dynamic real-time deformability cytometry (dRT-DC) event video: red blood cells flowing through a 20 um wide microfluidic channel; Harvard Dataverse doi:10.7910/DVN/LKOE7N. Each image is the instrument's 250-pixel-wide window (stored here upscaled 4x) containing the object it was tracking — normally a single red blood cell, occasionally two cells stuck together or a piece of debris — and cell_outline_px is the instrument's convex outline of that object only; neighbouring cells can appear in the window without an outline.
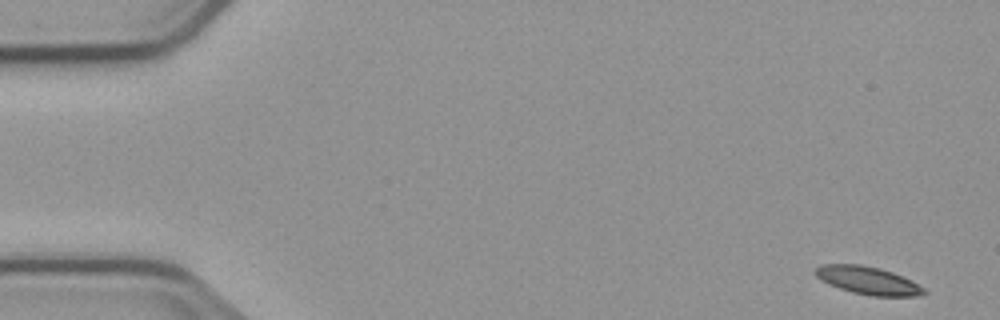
{"species": "common noctule bat (a hibernating species)", "species_latin": "Nyctalus noctula", "temperature_condition": "cold", "stored_images_in_passage": 6, "camera_frame_rate_fps": 3000, "um_per_image_px": 0.085, "animal": {"sex": "male", "body_mass_g": 23.1, "forearm_length_mm": 52.7}, "frame": {"image": 1, "passage_image": 1, "time_ms": 0.0, "image_size_px": [1000, 320], "cell_outline_px": [[928, 292], [916, 296], [872, 296], [852, 292], [828, 284], [820, 280], [812, 272], [820, 264], [860, 264], [880, 268], [892, 272], [912, 280], [924, 288]], "centroid_in_image_um": [73.75, 23.83], "position_along_channel_um": 11.3, "area_um2": 17.74}}
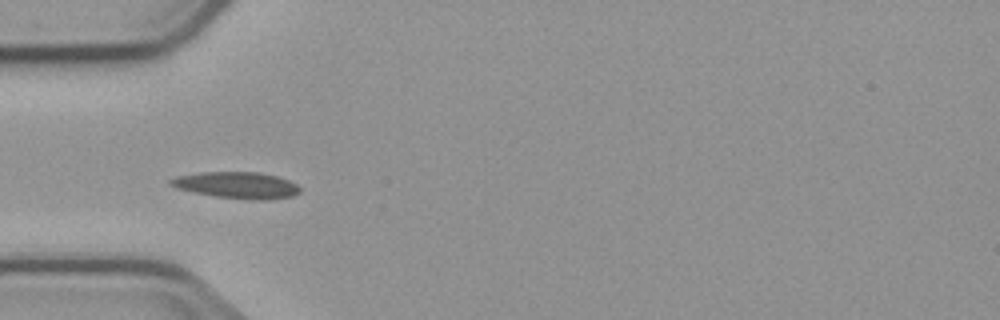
{"frame": {"image": 2, "passage_image": 5, "time_ms": 5.0, "image_size_px": [1000, 320], "cell_outline_px": [[300, 192], [292, 196], [268, 200], [252, 200], [216, 196], [192, 192], [176, 188], [168, 184], [168, 180], [176, 176], [200, 172], [256, 172], [276, 176], [288, 180], [296, 184], [300, 188]], "centroid_in_image_um": [20.1, 15.74], "position_along_channel_um": 64.9, "area_um2": 20.0}}
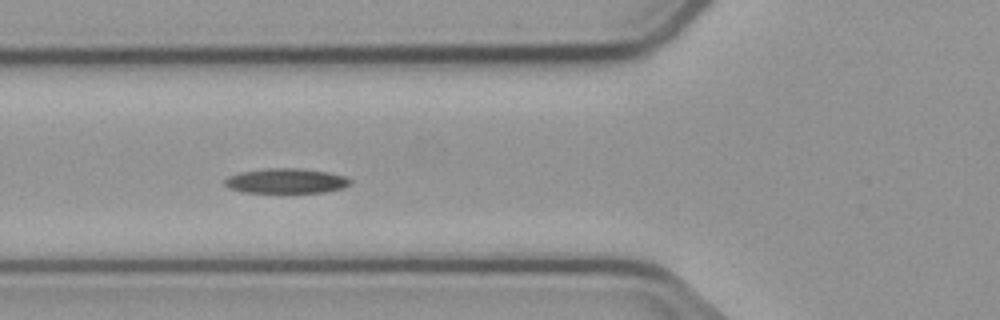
{"frame": {"image": 3, "passage_image": 6, "time_ms": 6.0, "image_size_px": [1000, 320], "cell_outline_px": [[352, 184], [344, 188], [324, 192], [244, 192], [228, 188], [224, 184], [224, 180], [228, 176], [240, 172], [264, 168], [300, 168], [328, 172], [344, 176], [352, 180]], "centroid_in_image_um": [24.33, 15.37], "position_along_channel_um": 101.5, "area_um2": 18.32}}